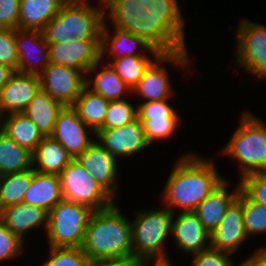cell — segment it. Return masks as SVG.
I'll use <instances>...</instances> for the list:
<instances>
[{
  "label": "cell",
  "mask_w": 266,
  "mask_h": 266,
  "mask_svg": "<svg viewBox=\"0 0 266 266\" xmlns=\"http://www.w3.org/2000/svg\"><path fill=\"white\" fill-rule=\"evenodd\" d=\"M183 16L162 0H122L104 19L101 57L159 56L184 31Z\"/></svg>",
  "instance_id": "obj_1"
},
{
  "label": "cell",
  "mask_w": 266,
  "mask_h": 266,
  "mask_svg": "<svg viewBox=\"0 0 266 266\" xmlns=\"http://www.w3.org/2000/svg\"><path fill=\"white\" fill-rule=\"evenodd\" d=\"M213 158L192 152L180 156L161 193V202L173 213L192 212L225 179Z\"/></svg>",
  "instance_id": "obj_2"
},
{
  "label": "cell",
  "mask_w": 266,
  "mask_h": 266,
  "mask_svg": "<svg viewBox=\"0 0 266 266\" xmlns=\"http://www.w3.org/2000/svg\"><path fill=\"white\" fill-rule=\"evenodd\" d=\"M112 206L93 211L81 248L88 259H121L133 262L131 220Z\"/></svg>",
  "instance_id": "obj_3"
},
{
  "label": "cell",
  "mask_w": 266,
  "mask_h": 266,
  "mask_svg": "<svg viewBox=\"0 0 266 266\" xmlns=\"http://www.w3.org/2000/svg\"><path fill=\"white\" fill-rule=\"evenodd\" d=\"M121 1L98 0V7L88 0H67L42 31L46 42L68 43L74 38L100 40L104 19Z\"/></svg>",
  "instance_id": "obj_4"
},
{
  "label": "cell",
  "mask_w": 266,
  "mask_h": 266,
  "mask_svg": "<svg viewBox=\"0 0 266 266\" xmlns=\"http://www.w3.org/2000/svg\"><path fill=\"white\" fill-rule=\"evenodd\" d=\"M241 113L239 126L219 151L222 156L237 160L239 180L249 174L266 172V122L249 110Z\"/></svg>",
  "instance_id": "obj_5"
},
{
  "label": "cell",
  "mask_w": 266,
  "mask_h": 266,
  "mask_svg": "<svg viewBox=\"0 0 266 266\" xmlns=\"http://www.w3.org/2000/svg\"><path fill=\"white\" fill-rule=\"evenodd\" d=\"M135 213L131 219L133 263L170 259L166 241L171 238L174 213L166 206L147 211L138 209Z\"/></svg>",
  "instance_id": "obj_6"
},
{
  "label": "cell",
  "mask_w": 266,
  "mask_h": 266,
  "mask_svg": "<svg viewBox=\"0 0 266 266\" xmlns=\"http://www.w3.org/2000/svg\"><path fill=\"white\" fill-rule=\"evenodd\" d=\"M183 31L145 70L143 78L133 89L131 95L139 96L143 102L170 100L173 97L174 88L171 85V77L168 73L167 65H175L181 70L188 71L192 60L190 52L187 50ZM189 54V56H188ZM169 63V64H168ZM189 67V68H188ZM185 69V70H184Z\"/></svg>",
  "instance_id": "obj_7"
},
{
  "label": "cell",
  "mask_w": 266,
  "mask_h": 266,
  "mask_svg": "<svg viewBox=\"0 0 266 266\" xmlns=\"http://www.w3.org/2000/svg\"><path fill=\"white\" fill-rule=\"evenodd\" d=\"M93 211L83 204L59 201L48 212L45 234L49 247H81Z\"/></svg>",
  "instance_id": "obj_8"
},
{
  "label": "cell",
  "mask_w": 266,
  "mask_h": 266,
  "mask_svg": "<svg viewBox=\"0 0 266 266\" xmlns=\"http://www.w3.org/2000/svg\"><path fill=\"white\" fill-rule=\"evenodd\" d=\"M59 177L62 197L66 201L89 206L94 211L106 209L116 202L76 158L70 161Z\"/></svg>",
  "instance_id": "obj_9"
},
{
  "label": "cell",
  "mask_w": 266,
  "mask_h": 266,
  "mask_svg": "<svg viewBox=\"0 0 266 266\" xmlns=\"http://www.w3.org/2000/svg\"><path fill=\"white\" fill-rule=\"evenodd\" d=\"M236 28V65L252 73L255 79H266V26L248 19Z\"/></svg>",
  "instance_id": "obj_10"
},
{
  "label": "cell",
  "mask_w": 266,
  "mask_h": 266,
  "mask_svg": "<svg viewBox=\"0 0 266 266\" xmlns=\"http://www.w3.org/2000/svg\"><path fill=\"white\" fill-rule=\"evenodd\" d=\"M138 119L142 124L148 143L168 139L181 126L182 117L178 110L169 104V100L138 102Z\"/></svg>",
  "instance_id": "obj_11"
},
{
  "label": "cell",
  "mask_w": 266,
  "mask_h": 266,
  "mask_svg": "<svg viewBox=\"0 0 266 266\" xmlns=\"http://www.w3.org/2000/svg\"><path fill=\"white\" fill-rule=\"evenodd\" d=\"M41 89L63 106H73L86 86V72L49 63L39 74Z\"/></svg>",
  "instance_id": "obj_12"
},
{
  "label": "cell",
  "mask_w": 266,
  "mask_h": 266,
  "mask_svg": "<svg viewBox=\"0 0 266 266\" xmlns=\"http://www.w3.org/2000/svg\"><path fill=\"white\" fill-rule=\"evenodd\" d=\"M50 136L57 140L72 158H76L95 141L93 139L96 133L80 119L72 106H64L57 116Z\"/></svg>",
  "instance_id": "obj_13"
},
{
  "label": "cell",
  "mask_w": 266,
  "mask_h": 266,
  "mask_svg": "<svg viewBox=\"0 0 266 266\" xmlns=\"http://www.w3.org/2000/svg\"><path fill=\"white\" fill-rule=\"evenodd\" d=\"M95 140L116 159L132 157L150 147L138 118L122 127L99 129Z\"/></svg>",
  "instance_id": "obj_14"
},
{
  "label": "cell",
  "mask_w": 266,
  "mask_h": 266,
  "mask_svg": "<svg viewBox=\"0 0 266 266\" xmlns=\"http://www.w3.org/2000/svg\"><path fill=\"white\" fill-rule=\"evenodd\" d=\"M76 159L92 175L96 182L117 201V194H119L117 192L119 187L118 159L96 140Z\"/></svg>",
  "instance_id": "obj_15"
},
{
  "label": "cell",
  "mask_w": 266,
  "mask_h": 266,
  "mask_svg": "<svg viewBox=\"0 0 266 266\" xmlns=\"http://www.w3.org/2000/svg\"><path fill=\"white\" fill-rule=\"evenodd\" d=\"M50 63L86 72L101 58L100 40H76L48 43Z\"/></svg>",
  "instance_id": "obj_16"
},
{
  "label": "cell",
  "mask_w": 266,
  "mask_h": 266,
  "mask_svg": "<svg viewBox=\"0 0 266 266\" xmlns=\"http://www.w3.org/2000/svg\"><path fill=\"white\" fill-rule=\"evenodd\" d=\"M15 38L18 72L39 75L50 63L48 43L43 32L17 28Z\"/></svg>",
  "instance_id": "obj_17"
},
{
  "label": "cell",
  "mask_w": 266,
  "mask_h": 266,
  "mask_svg": "<svg viewBox=\"0 0 266 266\" xmlns=\"http://www.w3.org/2000/svg\"><path fill=\"white\" fill-rule=\"evenodd\" d=\"M178 213L173 215L171 234L176 249L193 255L211 247L210 233L203 227L197 215L193 211Z\"/></svg>",
  "instance_id": "obj_18"
},
{
  "label": "cell",
  "mask_w": 266,
  "mask_h": 266,
  "mask_svg": "<svg viewBox=\"0 0 266 266\" xmlns=\"http://www.w3.org/2000/svg\"><path fill=\"white\" fill-rule=\"evenodd\" d=\"M40 90L39 75L15 72L0 91L1 115L24 112Z\"/></svg>",
  "instance_id": "obj_19"
},
{
  "label": "cell",
  "mask_w": 266,
  "mask_h": 266,
  "mask_svg": "<svg viewBox=\"0 0 266 266\" xmlns=\"http://www.w3.org/2000/svg\"><path fill=\"white\" fill-rule=\"evenodd\" d=\"M210 236L212 248L232 255L240 251L249 238L244 227L242 206L237 200L227 209L218 228Z\"/></svg>",
  "instance_id": "obj_20"
},
{
  "label": "cell",
  "mask_w": 266,
  "mask_h": 266,
  "mask_svg": "<svg viewBox=\"0 0 266 266\" xmlns=\"http://www.w3.org/2000/svg\"><path fill=\"white\" fill-rule=\"evenodd\" d=\"M106 59V57H101L98 63L87 71L86 87L92 92L102 95L108 101L124 100L127 99V96L128 98L132 97V95L130 96L132 94L130 88L117 75L115 68ZM92 73L95 76H92Z\"/></svg>",
  "instance_id": "obj_21"
},
{
  "label": "cell",
  "mask_w": 266,
  "mask_h": 266,
  "mask_svg": "<svg viewBox=\"0 0 266 266\" xmlns=\"http://www.w3.org/2000/svg\"><path fill=\"white\" fill-rule=\"evenodd\" d=\"M229 183L230 181L225 179L193 211L210 235L218 228L227 209L237 199L241 190L240 182L232 191L228 190L231 186Z\"/></svg>",
  "instance_id": "obj_22"
},
{
  "label": "cell",
  "mask_w": 266,
  "mask_h": 266,
  "mask_svg": "<svg viewBox=\"0 0 266 266\" xmlns=\"http://www.w3.org/2000/svg\"><path fill=\"white\" fill-rule=\"evenodd\" d=\"M0 220L24 242L26 234L43 226L46 233L48 226V211L39 206L19 203L0 210Z\"/></svg>",
  "instance_id": "obj_23"
},
{
  "label": "cell",
  "mask_w": 266,
  "mask_h": 266,
  "mask_svg": "<svg viewBox=\"0 0 266 266\" xmlns=\"http://www.w3.org/2000/svg\"><path fill=\"white\" fill-rule=\"evenodd\" d=\"M62 199L59 175L40 173L33 169V177L23 203L42 207L49 212Z\"/></svg>",
  "instance_id": "obj_24"
},
{
  "label": "cell",
  "mask_w": 266,
  "mask_h": 266,
  "mask_svg": "<svg viewBox=\"0 0 266 266\" xmlns=\"http://www.w3.org/2000/svg\"><path fill=\"white\" fill-rule=\"evenodd\" d=\"M67 0H20L18 29L43 31Z\"/></svg>",
  "instance_id": "obj_25"
},
{
  "label": "cell",
  "mask_w": 266,
  "mask_h": 266,
  "mask_svg": "<svg viewBox=\"0 0 266 266\" xmlns=\"http://www.w3.org/2000/svg\"><path fill=\"white\" fill-rule=\"evenodd\" d=\"M72 159L57 140L44 136L32 153V168L40 173L59 175Z\"/></svg>",
  "instance_id": "obj_26"
},
{
  "label": "cell",
  "mask_w": 266,
  "mask_h": 266,
  "mask_svg": "<svg viewBox=\"0 0 266 266\" xmlns=\"http://www.w3.org/2000/svg\"><path fill=\"white\" fill-rule=\"evenodd\" d=\"M1 130L31 153L34 152L44 137L24 112L2 116Z\"/></svg>",
  "instance_id": "obj_27"
},
{
  "label": "cell",
  "mask_w": 266,
  "mask_h": 266,
  "mask_svg": "<svg viewBox=\"0 0 266 266\" xmlns=\"http://www.w3.org/2000/svg\"><path fill=\"white\" fill-rule=\"evenodd\" d=\"M63 105L42 89L29 103L24 113L36 125L43 136H50Z\"/></svg>",
  "instance_id": "obj_28"
},
{
  "label": "cell",
  "mask_w": 266,
  "mask_h": 266,
  "mask_svg": "<svg viewBox=\"0 0 266 266\" xmlns=\"http://www.w3.org/2000/svg\"><path fill=\"white\" fill-rule=\"evenodd\" d=\"M109 103L102 95L85 86L72 107L78 112L80 119L96 133L103 126Z\"/></svg>",
  "instance_id": "obj_29"
},
{
  "label": "cell",
  "mask_w": 266,
  "mask_h": 266,
  "mask_svg": "<svg viewBox=\"0 0 266 266\" xmlns=\"http://www.w3.org/2000/svg\"><path fill=\"white\" fill-rule=\"evenodd\" d=\"M32 167V153L0 130V176Z\"/></svg>",
  "instance_id": "obj_30"
},
{
  "label": "cell",
  "mask_w": 266,
  "mask_h": 266,
  "mask_svg": "<svg viewBox=\"0 0 266 266\" xmlns=\"http://www.w3.org/2000/svg\"><path fill=\"white\" fill-rule=\"evenodd\" d=\"M33 177V168L0 176V210L23 203Z\"/></svg>",
  "instance_id": "obj_31"
},
{
  "label": "cell",
  "mask_w": 266,
  "mask_h": 266,
  "mask_svg": "<svg viewBox=\"0 0 266 266\" xmlns=\"http://www.w3.org/2000/svg\"><path fill=\"white\" fill-rule=\"evenodd\" d=\"M152 57V58H151ZM158 56H129L119 59H108L117 75L126 83L131 91L143 78L145 70Z\"/></svg>",
  "instance_id": "obj_32"
},
{
  "label": "cell",
  "mask_w": 266,
  "mask_h": 266,
  "mask_svg": "<svg viewBox=\"0 0 266 266\" xmlns=\"http://www.w3.org/2000/svg\"><path fill=\"white\" fill-rule=\"evenodd\" d=\"M242 206L244 227L248 238L266 233V207L251 200L242 190L237 199Z\"/></svg>",
  "instance_id": "obj_33"
},
{
  "label": "cell",
  "mask_w": 266,
  "mask_h": 266,
  "mask_svg": "<svg viewBox=\"0 0 266 266\" xmlns=\"http://www.w3.org/2000/svg\"><path fill=\"white\" fill-rule=\"evenodd\" d=\"M134 105V106H133ZM138 118L137 104L129 102L128 98L110 101L105 114L103 126L100 129L122 127Z\"/></svg>",
  "instance_id": "obj_34"
},
{
  "label": "cell",
  "mask_w": 266,
  "mask_h": 266,
  "mask_svg": "<svg viewBox=\"0 0 266 266\" xmlns=\"http://www.w3.org/2000/svg\"><path fill=\"white\" fill-rule=\"evenodd\" d=\"M48 259L40 266H85L88 256L81 247H49Z\"/></svg>",
  "instance_id": "obj_35"
},
{
  "label": "cell",
  "mask_w": 266,
  "mask_h": 266,
  "mask_svg": "<svg viewBox=\"0 0 266 266\" xmlns=\"http://www.w3.org/2000/svg\"><path fill=\"white\" fill-rule=\"evenodd\" d=\"M25 242L12 233L0 220V263L20 257Z\"/></svg>",
  "instance_id": "obj_36"
},
{
  "label": "cell",
  "mask_w": 266,
  "mask_h": 266,
  "mask_svg": "<svg viewBox=\"0 0 266 266\" xmlns=\"http://www.w3.org/2000/svg\"><path fill=\"white\" fill-rule=\"evenodd\" d=\"M16 29L0 28V64L18 72Z\"/></svg>",
  "instance_id": "obj_37"
},
{
  "label": "cell",
  "mask_w": 266,
  "mask_h": 266,
  "mask_svg": "<svg viewBox=\"0 0 266 266\" xmlns=\"http://www.w3.org/2000/svg\"><path fill=\"white\" fill-rule=\"evenodd\" d=\"M241 190L253 201L266 207V172H257L243 177Z\"/></svg>",
  "instance_id": "obj_38"
},
{
  "label": "cell",
  "mask_w": 266,
  "mask_h": 266,
  "mask_svg": "<svg viewBox=\"0 0 266 266\" xmlns=\"http://www.w3.org/2000/svg\"><path fill=\"white\" fill-rule=\"evenodd\" d=\"M191 266H233L232 254L209 247L192 255Z\"/></svg>",
  "instance_id": "obj_39"
},
{
  "label": "cell",
  "mask_w": 266,
  "mask_h": 266,
  "mask_svg": "<svg viewBox=\"0 0 266 266\" xmlns=\"http://www.w3.org/2000/svg\"><path fill=\"white\" fill-rule=\"evenodd\" d=\"M20 0H0V28L17 29Z\"/></svg>",
  "instance_id": "obj_40"
},
{
  "label": "cell",
  "mask_w": 266,
  "mask_h": 266,
  "mask_svg": "<svg viewBox=\"0 0 266 266\" xmlns=\"http://www.w3.org/2000/svg\"><path fill=\"white\" fill-rule=\"evenodd\" d=\"M85 266H135V264L121 259H89Z\"/></svg>",
  "instance_id": "obj_41"
},
{
  "label": "cell",
  "mask_w": 266,
  "mask_h": 266,
  "mask_svg": "<svg viewBox=\"0 0 266 266\" xmlns=\"http://www.w3.org/2000/svg\"><path fill=\"white\" fill-rule=\"evenodd\" d=\"M254 253L248 257V259L255 265V266H266V247L258 248Z\"/></svg>",
  "instance_id": "obj_42"
},
{
  "label": "cell",
  "mask_w": 266,
  "mask_h": 266,
  "mask_svg": "<svg viewBox=\"0 0 266 266\" xmlns=\"http://www.w3.org/2000/svg\"><path fill=\"white\" fill-rule=\"evenodd\" d=\"M171 259L141 260L135 263V266H174Z\"/></svg>",
  "instance_id": "obj_43"
},
{
  "label": "cell",
  "mask_w": 266,
  "mask_h": 266,
  "mask_svg": "<svg viewBox=\"0 0 266 266\" xmlns=\"http://www.w3.org/2000/svg\"><path fill=\"white\" fill-rule=\"evenodd\" d=\"M14 73L15 71L12 68L0 64V91Z\"/></svg>",
  "instance_id": "obj_44"
},
{
  "label": "cell",
  "mask_w": 266,
  "mask_h": 266,
  "mask_svg": "<svg viewBox=\"0 0 266 266\" xmlns=\"http://www.w3.org/2000/svg\"><path fill=\"white\" fill-rule=\"evenodd\" d=\"M237 264H233L235 266ZM237 266H255L248 258L243 260L242 262L239 263Z\"/></svg>",
  "instance_id": "obj_45"
},
{
  "label": "cell",
  "mask_w": 266,
  "mask_h": 266,
  "mask_svg": "<svg viewBox=\"0 0 266 266\" xmlns=\"http://www.w3.org/2000/svg\"><path fill=\"white\" fill-rule=\"evenodd\" d=\"M1 128H2V115L0 113V130H1Z\"/></svg>",
  "instance_id": "obj_46"
}]
</instances>
